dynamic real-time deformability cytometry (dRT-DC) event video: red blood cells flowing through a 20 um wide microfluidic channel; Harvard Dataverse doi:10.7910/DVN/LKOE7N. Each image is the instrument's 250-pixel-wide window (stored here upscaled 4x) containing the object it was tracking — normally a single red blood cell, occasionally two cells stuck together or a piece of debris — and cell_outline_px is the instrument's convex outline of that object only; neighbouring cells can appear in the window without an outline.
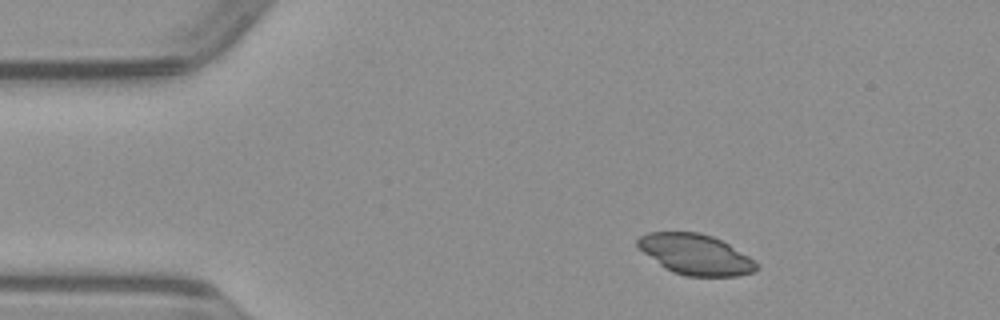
{"species": "common noctule bat (a hibernating species)", "species_latin": "Nyctalus noctula", "temperature_condition": "warm", "stored_images_in_passage": 43, "camera_frame_rate_fps": 3000, "um_per_image_px": 0.085, "animal": {"sex": "male", "body_mass_g": 23.1, "forearm_length_mm": 52.7}, "frame": {"image": 1, "passage_image": 1, "time_ms": 0.0, "image_size_px": [1000, 320], "cell_outline_px": [[760, 268], [756, 272], [736, 276], [684, 276], [672, 272], [664, 268], [644, 252], [636, 244], [636, 240], [640, 236], [648, 232], [700, 232], [712, 236], [728, 244], [756, 260], [760, 264]], "centroid_in_image_um": [59.16, 21.64], "position_along_channel_um": 25.8, "area_um2": 28.21}}